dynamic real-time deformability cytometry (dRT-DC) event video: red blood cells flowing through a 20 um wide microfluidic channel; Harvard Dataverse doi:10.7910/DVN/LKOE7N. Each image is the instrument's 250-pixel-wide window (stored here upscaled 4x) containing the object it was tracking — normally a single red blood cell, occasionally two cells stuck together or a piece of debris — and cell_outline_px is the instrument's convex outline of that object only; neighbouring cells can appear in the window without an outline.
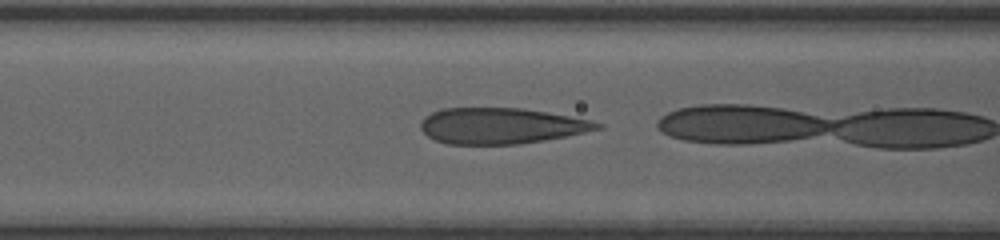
{"species": "human", "species_latin": "Homo sapiens", "temperature_condition": "room temperature", "stored_images_in_passage": 21, "camera_frame_rate_fps": 3000, "um_per_image_px": 0.085, "donor": {"sex": "female"}, "frame": {"image": 1, "passage_image": 19, "time_ms": 6.0, "image_size_px": [1000, 240], "cell_outline_px": [[604, 128], [544, 140], [520, 144], [448, 144], [436, 140], [428, 136], [420, 128], [420, 120], [424, 116], [440, 108], [520, 108], [548, 112], [588, 120], [604, 124]], "centroid_in_image_um": [42.55, 10.69], "position_along_channel_um": 124.1, "area_um2": 36.88}}